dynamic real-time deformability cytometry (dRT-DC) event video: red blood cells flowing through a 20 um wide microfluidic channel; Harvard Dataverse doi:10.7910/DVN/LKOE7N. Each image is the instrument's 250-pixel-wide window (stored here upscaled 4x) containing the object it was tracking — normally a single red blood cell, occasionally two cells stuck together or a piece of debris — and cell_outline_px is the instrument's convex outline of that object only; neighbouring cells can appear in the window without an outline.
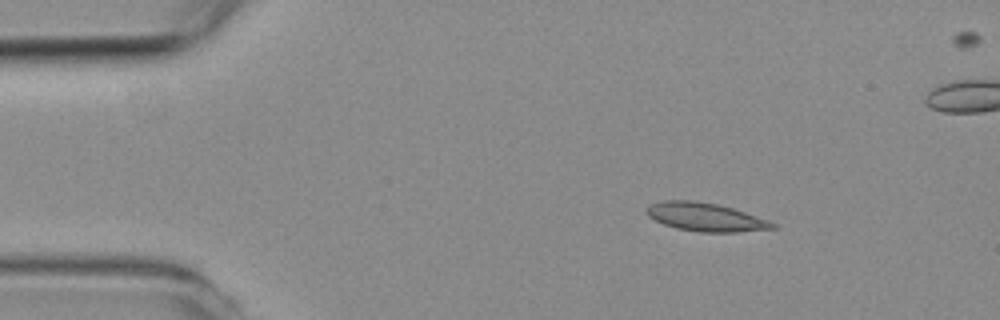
{"species": "common noctule bat (a hibernating species)", "species_latin": "Nyctalus noctula", "temperature_condition": "room temperature", "stored_images_in_passage": 4, "camera_frame_rate_fps": 3000, "um_per_image_px": 0.085, "animal": {"sex": "female", "body_mass_g": 19.3, "forearm_length_mm": 54.1}, "frame": {"image": 1, "passage_image": 2, "time_ms": 1.333, "image_size_px": [1000, 320], "cell_outline_px": [[776, 228], [736, 232], [700, 232], [676, 228], [664, 224], [648, 216], [644, 212], [644, 208], [652, 204], [664, 200], [692, 200], [716, 204], [732, 208], [768, 220], [776, 224]], "centroid_in_image_um": [59.93, 18.45], "position_along_channel_um": 25.1, "area_um2": 20.69}}